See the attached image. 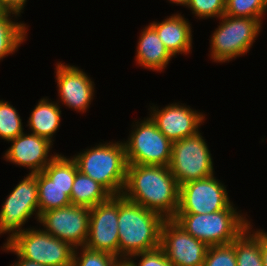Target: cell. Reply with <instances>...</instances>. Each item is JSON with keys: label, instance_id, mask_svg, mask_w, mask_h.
<instances>
[{"label": "cell", "instance_id": "1", "mask_svg": "<svg viewBox=\"0 0 267 266\" xmlns=\"http://www.w3.org/2000/svg\"><path fill=\"white\" fill-rule=\"evenodd\" d=\"M121 195L164 219H173L179 206V185L168 166L128 164Z\"/></svg>", "mask_w": 267, "mask_h": 266}, {"label": "cell", "instance_id": "2", "mask_svg": "<svg viewBox=\"0 0 267 266\" xmlns=\"http://www.w3.org/2000/svg\"><path fill=\"white\" fill-rule=\"evenodd\" d=\"M164 218L154 211L118 196L119 259L160 247Z\"/></svg>", "mask_w": 267, "mask_h": 266}, {"label": "cell", "instance_id": "3", "mask_svg": "<svg viewBox=\"0 0 267 266\" xmlns=\"http://www.w3.org/2000/svg\"><path fill=\"white\" fill-rule=\"evenodd\" d=\"M72 159L80 172L101 184L112 196L122 194L128 166L123 142H100Z\"/></svg>", "mask_w": 267, "mask_h": 266}, {"label": "cell", "instance_id": "4", "mask_svg": "<svg viewBox=\"0 0 267 266\" xmlns=\"http://www.w3.org/2000/svg\"><path fill=\"white\" fill-rule=\"evenodd\" d=\"M231 203L226 209L205 214L176 213L173 220L208 247L232 243L251 223Z\"/></svg>", "mask_w": 267, "mask_h": 266}, {"label": "cell", "instance_id": "5", "mask_svg": "<svg viewBox=\"0 0 267 266\" xmlns=\"http://www.w3.org/2000/svg\"><path fill=\"white\" fill-rule=\"evenodd\" d=\"M220 25L211 35L210 58L216 63H225L244 56L253 46L262 23L256 18L223 15Z\"/></svg>", "mask_w": 267, "mask_h": 266}, {"label": "cell", "instance_id": "6", "mask_svg": "<svg viewBox=\"0 0 267 266\" xmlns=\"http://www.w3.org/2000/svg\"><path fill=\"white\" fill-rule=\"evenodd\" d=\"M6 243L22 258L44 266H71L74 248L42 228H26Z\"/></svg>", "mask_w": 267, "mask_h": 266}, {"label": "cell", "instance_id": "7", "mask_svg": "<svg viewBox=\"0 0 267 266\" xmlns=\"http://www.w3.org/2000/svg\"><path fill=\"white\" fill-rule=\"evenodd\" d=\"M128 140L123 141L128 164L169 166L172 142L157 128L151 117L132 126Z\"/></svg>", "mask_w": 267, "mask_h": 266}, {"label": "cell", "instance_id": "8", "mask_svg": "<svg viewBox=\"0 0 267 266\" xmlns=\"http://www.w3.org/2000/svg\"><path fill=\"white\" fill-rule=\"evenodd\" d=\"M196 134L172 142L170 172L178 185L214 175L213 158L208 144Z\"/></svg>", "mask_w": 267, "mask_h": 266}, {"label": "cell", "instance_id": "9", "mask_svg": "<svg viewBox=\"0 0 267 266\" xmlns=\"http://www.w3.org/2000/svg\"><path fill=\"white\" fill-rule=\"evenodd\" d=\"M36 215L39 220L38 184L36 174H28L13 188L0 210V235L8 233L7 241L22 232L26 221Z\"/></svg>", "mask_w": 267, "mask_h": 266}, {"label": "cell", "instance_id": "10", "mask_svg": "<svg viewBox=\"0 0 267 266\" xmlns=\"http://www.w3.org/2000/svg\"><path fill=\"white\" fill-rule=\"evenodd\" d=\"M38 222L48 234L73 248L83 247L89 232L90 208L70 204L41 213Z\"/></svg>", "mask_w": 267, "mask_h": 266}, {"label": "cell", "instance_id": "11", "mask_svg": "<svg viewBox=\"0 0 267 266\" xmlns=\"http://www.w3.org/2000/svg\"><path fill=\"white\" fill-rule=\"evenodd\" d=\"M231 203L226 186L212 175L179 186L177 213H213Z\"/></svg>", "mask_w": 267, "mask_h": 266}, {"label": "cell", "instance_id": "12", "mask_svg": "<svg viewBox=\"0 0 267 266\" xmlns=\"http://www.w3.org/2000/svg\"><path fill=\"white\" fill-rule=\"evenodd\" d=\"M85 247L119 258L118 196L90 208L89 232Z\"/></svg>", "mask_w": 267, "mask_h": 266}, {"label": "cell", "instance_id": "13", "mask_svg": "<svg viewBox=\"0 0 267 266\" xmlns=\"http://www.w3.org/2000/svg\"><path fill=\"white\" fill-rule=\"evenodd\" d=\"M160 247L174 266H202L208 249L173 219H165L162 224Z\"/></svg>", "mask_w": 267, "mask_h": 266}, {"label": "cell", "instance_id": "14", "mask_svg": "<svg viewBox=\"0 0 267 266\" xmlns=\"http://www.w3.org/2000/svg\"><path fill=\"white\" fill-rule=\"evenodd\" d=\"M150 109L151 119L171 142L196 134L206 120L205 114L179 102L162 109L153 105Z\"/></svg>", "mask_w": 267, "mask_h": 266}, {"label": "cell", "instance_id": "15", "mask_svg": "<svg viewBox=\"0 0 267 266\" xmlns=\"http://www.w3.org/2000/svg\"><path fill=\"white\" fill-rule=\"evenodd\" d=\"M59 100L70 109L86 112L94 97V81L82 69L65 63L55 68ZM61 100V101H60Z\"/></svg>", "mask_w": 267, "mask_h": 266}, {"label": "cell", "instance_id": "16", "mask_svg": "<svg viewBox=\"0 0 267 266\" xmlns=\"http://www.w3.org/2000/svg\"><path fill=\"white\" fill-rule=\"evenodd\" d=\"M9 142L12 145L7 149L3 158L7 162L30 169V174L42 172L57 156V153L49 155L53 143L33 133L23 132Z\"/></svg>", "mask_w": 267, "mask_h": 266}, {"label": "cell", "instance_id": "17", "mask_svg": "<svg viewBox=\"0 0 267 266\" xmlns=\"http://www.w3.org/2000/svg\"><path fill=\"white\" fill-rule=\"evenodd\" d=\"M150 25L156 30L165 48L174 57L179 53L188 55L192 47V28L188 19L181 14H172L161 22Z\"/></svg>", "mask_w": 267, "mask_h": 266}, {"label": "cell", "instance_id": "18", "mask_svg": "<svg viewBox=\"0 0 267 266\" xmlns=\"http://www.w3.org/2000/svg\"><path fill=\"white\" fill-rule=\"evenodd\" d=\"M136 47L135 61L145 69L162 72L173 58L150 24L141 30Z\"/></svg>", "mask_w": 267, "mask_h": 266}, {"label": "cell", "instance_id": "19", "mask_svg": "<svg viewBox=\"0 0 267 266\" xmlns=\"http://www.w3.org/2000/svg\"><path fill=\"white\" fill-rule=\"evenodd\" d=\"M57 102L50 101L49 98H41L35 105L28 119L30 131L33 134L44 137L53 143V135L60 127L61 107Z\"/></svg>", "mask_w": 267, "mask_h": 266}, {"label": "cell", "instance_id": "20", "mask_svg": "<svg viewBox=\"0 0 267 266\" xmlns=\"http://www.w3.org/2000/svg\"><path fill=\"white\" fill-rule=\"evenodd\" d=\"M111 196L101 184L77 171L70 195L73 205L92 208L107 201Z\"/></svg>", "mask_w": 267, "mask_h": 266}, {"label": "cell", "instance_id": "21", "mask_svg": "<svg viewBox=\"0 0 267 266\" xmlns=\"http://www.w3.org/2000/svg\"><path fill=\"white\" fill-rule=\"evenodd\" d=\"M38 184L39 216L41 213L68 206L71 203L72 187H60L42 171L36 173Z\"/></svg>", "mask_w": 267, "mask_h": 266}, {"label": "cell", "instance_id": "22", "mask_svg": "<svg viewBox=\"0 0 267 266\" xmlns=\"http://www.w3.org/2000/svg\"><path fill=\"white\" fill-rule=\"evenodd\" d=\"M17 16V14L7 11L0 16V61L8 55L14 54L26 40L28 26L25 23L11 20Z\"/></svg>", "mask_w": 267, "mask_h": 266}, {"label": "cell", "instance_id": "23", "mask_svg": "<svg viewBox=\"0 0 267 266\" xmlns=\"http://www.w3.org/2000/svg\"><path fill=\"white\" fill-rule=\"evenodd\" d=\"M248 228L232 243L235 248L237 266H263L260 246V229Z\"/></svg>", "mask_w": 267, "mask_h": 266}, {"label": "cell", "instance_id": "24", "mask_svg": "<svg viewBox=\"0 0 267 266\" xmlns=\"http://www.w3.org/2000/svg\"><path fill=\"white\" fill-rule=\"evenodd\" d=\"M78 171L76 162L72 157L57 156L44 168L43 172L60 187H72Z\"/></svg>", "mask_w": 267, "mask_h": 266}, {"label": "cell", "instance_id": "25", "mask_svg": "<svg viewBox=\"0 0 267 266\" xmlns=\"http://www.w3.org/2000/svg\"><path fill=\"white\" fill-rule=\"evenodd\" d=\"M22 119L9 102L0 100V138L11 141L23 133Z\"/></svg>", "mask_w": 267, "mask_h": 266}, {"label": "cell", "instance_id": "26", "mask_svg": "<svg viewBox=\"0 0 267 266\" xmlns=\"http://www.w3.org/2000/svg\"><path fill=\"white\" fill-rule=\"evenodd\" d=\"M267 11V0H225L224 15L249 17L263 21Z\"/></svg>", "mask_w": 267, "mask_h": 266}, {"label": "cell", "instance_id": "27", "mask_svg": "<svg viewBox=\"0 0 267 266\" xmlns=\"http://www.w3.org/2000/svg\"><path fill=\"white\" fill-rule=\"evenodd\" d=\"M122 263L118 257L106 252L91 250L85 246L74 248L72 266H121Z\"/></svg>", "mask_w": 267, "mask_h": 266}, {"label": "cell", "instance_id": "28", "mask_svg": "<svg viewBox=\"0 0 267 266\" xmlns=\"http://www.w3.org/2000/svg\"><path fill=\"white\" fill-rule=\"evenodd\" d=\"M202 266H237L233 243L209 246Z\"/></svg>", "mask_w": 267, "mask_h": 266}, {"label": "cell", "instance_id": "29", "mask_svg": "<svg viewBox=\"0 0 267 266\" xmlns=\"http://www.w3.org/2000/svg\"><path fill=\"white\" fill-rule=\"evenodd\" d=\"M186 7L199 19H219L225 13V0H188Z\"/></svg>", "mask_w": 267, "mask_h": 266}, {"label": "cell", "instance_id": "30", "mask_svg": "<svg viewBox=\"0 0 267 266\" xmlns=\"http://www.w3.org/2000/svg\"><path fill=\"white\" fill-rule=\"evenodd\" d=\"M137 257L140 258L138 264L135 262ZM125 264L127 266H174L161 247L132 255Z\"/></svg>", "mask_w": 267, "mask_h": 266}, {"label": "cell", "instance_id": "31", "mask_svg": "<svg viewBox=\"0 0 267 266\" xmlns=\"http://www.w3.org/2000/svg\"><path fill=\"white\" fill-rule=\"evenodd\" d=\"M0 2L5 11L17 14L20 17L27 0H0Z\"/></svg>", "mask_w": 267, "mask_h": 266}, {"label": "cell", "instance_id": "32", "mask_svg": "<svg viewBox=\"0 0 267 266\" xmlns=\"http://www.w3.org/2000/svg\"><path fill=\"white\" fill-rule=\"evenodd\" d=\"M4 251L7 252H13L14 254L17 255V260L15 263L11 264L10 266H44L41 265L37 262L34 261H30L28 259H24L22 257H20L6 242L4 243L3 247H1Z\"/></svg>", "mask_w": 267, "mask_h": 266}, {"label": "cell", "instance_id": "33", "mask_svg": "<svg viewBox=\"0 0 267 266\" xmlns=\"http://www.w3.org/2000/svg\"><path fill=\"white\" fill-rule=\"evenodd\" d=\"M260 246L263 259V266H267V232L260 230Z\"/></svg>", "mask_w": 267, "mask_h": 266}, {"label": "cell", "instance_id": "34", "mask_svg": "<svg viewBox=\"0 0 267 266\" xmlns=\"http://www.w3.org/2000/svg\"><path fill=\"white\" fill-rule=\"evenodd\" d=\"M170 3L187 6L188 0H168Z\"/></svg>", "mask_w": 267, "mask_h": 266}, {"label": "cell", "instance_id": "35", "mask_svg": "<svg viewBox=\"0 0 267 266\" xmlns=\"http://www.w3.org/2000/svg\"><path fill=\"white\" fill-rule=\"evenodd\" d=\"M5 12V10L3 9L1 2H0V16Z\"/></svg>", "mask_w": 267, "mask_h": 266}]
</instances>
